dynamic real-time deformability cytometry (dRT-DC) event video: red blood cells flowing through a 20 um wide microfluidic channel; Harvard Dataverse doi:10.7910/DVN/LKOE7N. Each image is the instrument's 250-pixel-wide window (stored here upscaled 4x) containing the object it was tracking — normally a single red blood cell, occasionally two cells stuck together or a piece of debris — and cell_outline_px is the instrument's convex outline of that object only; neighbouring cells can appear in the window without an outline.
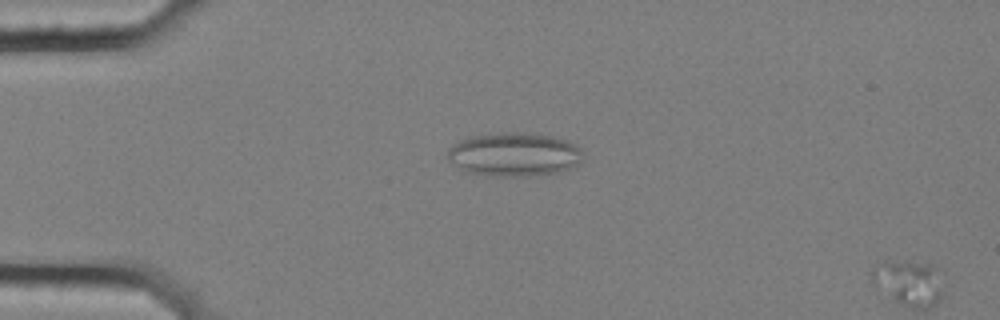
{"species": "common noctule bat (a hibernating species)", "species_latin": "Nyctalus noctula", "temperature_condition": "cold", "stored_images_in_passage": 8, "camera_frame_rate_fps": 3000, "um_per_image_px": 0.085, "animal": {"sex": "female", "body_mass_g": 25.1}, "frame": {"image": 1, "passage_image": 6, "time_ms": 1.667, "image_size_px": [1000, 320], "cell_outline_px": [[584, 160], [580, 164], [556, 172], [528, 176], [488, 176], [464, 172], [448, 160], [448, 148], [452, 144], [460, 140], [472, 136], [504, 132], [532, 132], [556, 136], [568, 140], [580, 148], [584, 152]], "centroid_in_image_um": [43.73, 13.11], "position_along_channel_um": 41.3, "area_um2": 35.14}}